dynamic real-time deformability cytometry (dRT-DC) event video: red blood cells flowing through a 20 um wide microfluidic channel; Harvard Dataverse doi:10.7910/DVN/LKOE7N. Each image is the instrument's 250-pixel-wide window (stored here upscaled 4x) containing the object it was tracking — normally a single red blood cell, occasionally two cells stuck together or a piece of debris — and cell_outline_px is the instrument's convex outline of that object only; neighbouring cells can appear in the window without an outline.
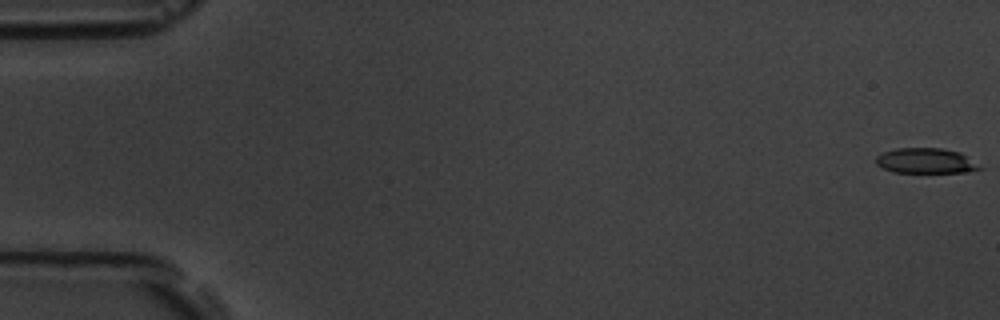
{"species": "common noctule bat (a hibernating species)", "species_latin": "Nyctalus noctula", "temperature_condition": "room temperature", "stored_images_in_passage": 6, "camera_frame_rate_fps": 3000, "um_per_image_px": 0.085, "animal": {"sex": "male", "body_mass_g": 19.5, "forearm_length_mm": 54.6}, "frame": {"image": 1, "passage_image": 1, "time_ms": 0.0, "image_size_px": [1000, 320], "cell_outline_px": [[984, 168], [964, 172], [892, 172], [876, 164], [876, 156], [884, 152], [896, 148], [940, 148], [960, 152]], "centroid_in_image_um": [78.68, 13.66], "position_along_channel_um": 6.3, "area_um2": 15.09}}
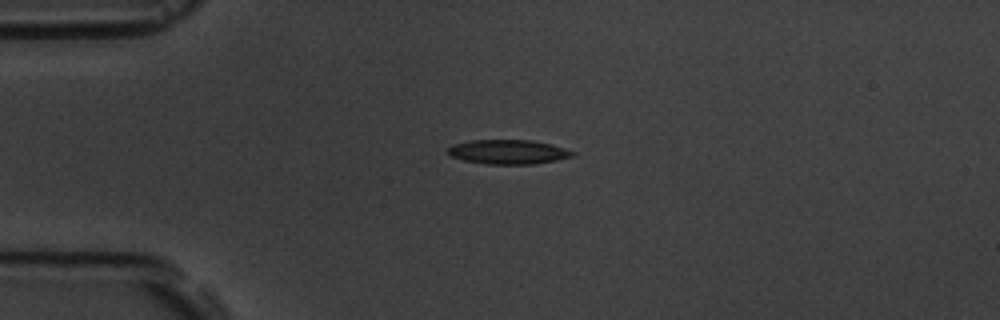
{"frame": {"image": 2, "passage_image": 5, "time_ms": 4.667, "image_size_px": [1000, 320], "cell_outline_px": [[576, 152], [572, 156], [556, 160], [536, 164], [488, 164], [464, 160], [452, 156], [448, 152], [448, 148], [452, 144], [472, 140], [532, 140], [552, 144]], "centroid_in_image_um": [43.21, 12.9], "position_along_channel_um": 41.8, "area_um2": 17.63}}